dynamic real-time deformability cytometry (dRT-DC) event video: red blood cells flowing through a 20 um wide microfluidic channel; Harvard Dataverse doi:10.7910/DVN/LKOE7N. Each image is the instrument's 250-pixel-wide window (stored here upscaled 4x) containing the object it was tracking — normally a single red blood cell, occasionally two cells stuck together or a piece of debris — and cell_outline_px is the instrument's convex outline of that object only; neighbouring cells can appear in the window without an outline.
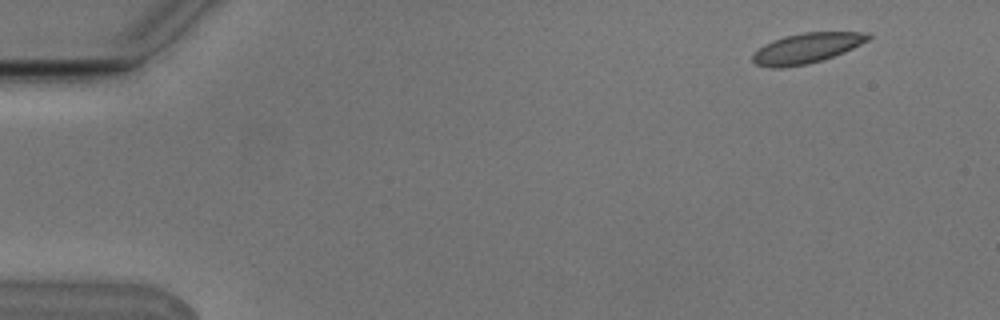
{"species": "Egyptian fruit bat (a non-hibernating species)", "species_latin": "Rousettus aegyptiacus", "temperature_condition": "cold", "stored_images_in_passage": 5, "camera_frame_rate_fps": 3000, "um_per_image_px": 0.085, "animal": {"sex": "male"}, "frame": {"image": 1, "passage_image": 1, "time_ms": 0.0, "image_size_px": [1000, 320], "cell_outline_px": [[872, 36], [868, 40], [844, 52], [808, 64], [784, 68], [768, 68], [756, 64], [752, 60], [752, 56], [764, 44], [772, 40], [784, 36], [804, 32], [868, 32]], "centroid_in_image_um": [68.54, 4.09], "position_along_channel_um": 16.5, "area_um2": 20.23}}